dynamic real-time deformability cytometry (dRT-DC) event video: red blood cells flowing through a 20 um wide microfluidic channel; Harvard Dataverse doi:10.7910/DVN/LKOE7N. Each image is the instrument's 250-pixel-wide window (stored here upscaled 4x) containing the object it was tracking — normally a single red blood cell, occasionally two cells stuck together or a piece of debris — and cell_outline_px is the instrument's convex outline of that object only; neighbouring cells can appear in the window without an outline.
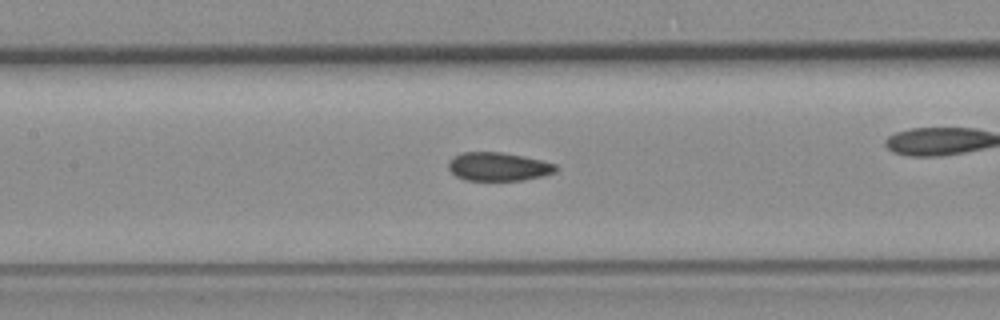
{"species": "common noctule bat (a hibernating species)", "species_latin": "Nyctalus noctula", "temperature_condition": "room temperature", "stored_images_in_passage": 54, "camera_frame_rate_fps": 3000, "um_per_image_px": 0.085, "animal": {"sex": "female", "body_mass_g": 19.3, "forearm_length_mm": 54.1}, "frame": {"image": 1, "passage_image": 24, "time_ms": 7.667, "image_size_px": [1000, 320], "cell_outline_px": [[560, 168], [556, 172], [544, 176], [524, 180], [464, 180], [456, 176], [448, 168], [448, 160], [464, 152], [500, 152], [524, 156], [556, 164]], "centroid_in_image_um": [42.39, 14.17], "position_along_channel_um": 165.0, "area_um2": 17.92}, "authors_computed_cell_mechanics": {"area_um2": 18.2648, "velocity_mm_per_s": 3.7996, "shape_relaxation_time_tau1_ms": null, "shape_relaxation_time_tau2_ms": 4.3691, "deformation_change_tau1": null, "deformation_change_tau2": 0.0934}}